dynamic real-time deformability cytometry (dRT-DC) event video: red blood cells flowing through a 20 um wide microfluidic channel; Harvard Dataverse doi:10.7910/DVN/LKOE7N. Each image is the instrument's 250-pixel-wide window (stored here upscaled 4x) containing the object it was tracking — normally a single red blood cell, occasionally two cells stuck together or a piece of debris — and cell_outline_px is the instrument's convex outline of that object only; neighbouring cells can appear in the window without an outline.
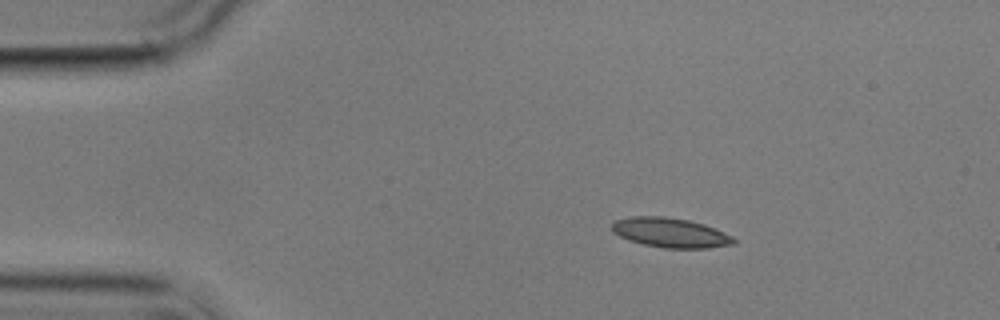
{"species": "common noctule bat (a hibernating species)", "species_latin": "Nyctalus noctula", "temperature_condition": "cold", "stored_images_in_passage": 4, "camera_frame_rate_fps": 3000, "um_per_image_px": 0.085, "animal": {"sex": "male", "body_mass_g": 17.9}, "frame": {"image": 1, "passage_image": 2, "time_ms": 1.0, "image_size_px": [1000, 320], "cell_outline_px": [[736, 244], [708, 248], [664, 248], [644, 244], [628, 240], [612, 232], [612, 220], [632, 216], [664, 216], [688, 220], [704, 224], [732, 236], [736, 240]], "centroid_in_image_um": [56.96, 19.77], "position_along_channel_um": 28.0, "area_um2": 21.1}}